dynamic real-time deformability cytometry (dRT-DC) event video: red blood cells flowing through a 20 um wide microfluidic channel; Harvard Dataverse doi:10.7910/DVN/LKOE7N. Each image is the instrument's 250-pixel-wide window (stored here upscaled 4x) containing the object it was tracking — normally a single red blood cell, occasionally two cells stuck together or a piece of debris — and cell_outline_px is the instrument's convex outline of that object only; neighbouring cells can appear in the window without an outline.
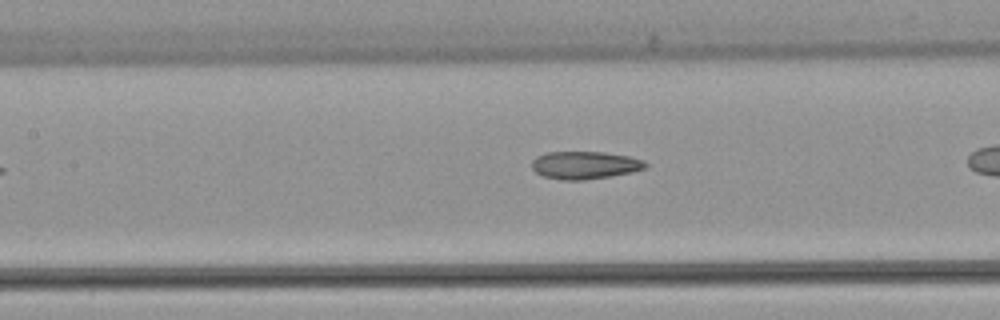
{"species": "common noctule bat (a hibernating species)", "species_latin": "Nyctalus noctula", "temperature_condition": "warm", "stored_images_in_passage": 25, "camera_frame_rate_fps": 3000, "um_per_image_px": 0.085, "animal": {"sex": "female", "body_mass_g": 22.7, "forearm_length_mm": 54.2}, "frame": {"image": 1, "passage_image": 8, "time_ms": 2.333, "image_size_px": [1000, 320], "cell_outline_px": [[648, 164], [644, 168], [632, 172], [612, 176], [584, 180], [564, 180], [544, 176], [536, 172], [532, 168], [532, 160], [536, 156], [548, 152], [604, 152], [628, 156], [644, 160]], "centroid_in_image_um": [49.71, 14.03], "position_along_channel_um": 157.7, "area_um2": 18.32}}
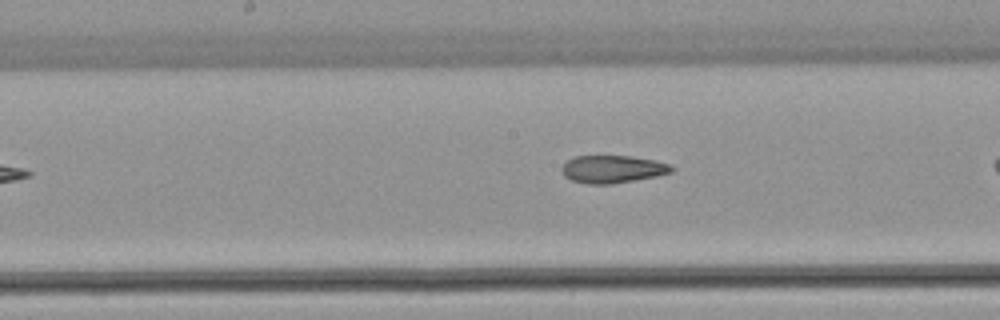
{"frame": {"image": 2, "passage_image": 11, "time_ms": 3.333, "image_size_px": [1000, 320], "cell_outline_px": [[676, 168], [672, 172], [656, 176], [612, 184], [588, 184], [572, 180], [564, 176], [560, 168], [568, 160], [576, 156], [632, 156], [656, 160], [672, 164]], "centroid_in_image_um": [52.11, 14.37], "position_along_channel_um": 196.1, "area_um2": 17.8}}